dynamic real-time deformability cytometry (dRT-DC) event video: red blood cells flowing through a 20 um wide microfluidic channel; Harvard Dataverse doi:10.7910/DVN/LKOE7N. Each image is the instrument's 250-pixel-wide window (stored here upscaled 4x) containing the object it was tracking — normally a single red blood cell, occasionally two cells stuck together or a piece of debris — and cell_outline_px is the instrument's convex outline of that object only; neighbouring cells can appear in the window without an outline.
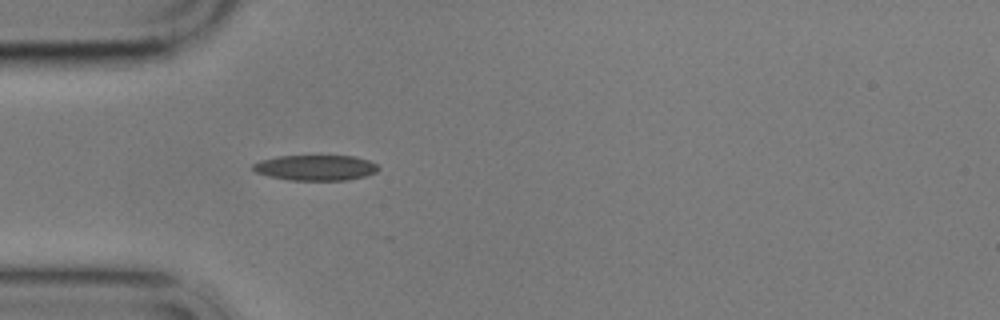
{"species": "common noctule bat (a hibernating species)", "species_latin": "Nyctalus noctula", "temperature_condition": "cold", "stored_images_in_passage": 1, "camera_frame_rate_fps": 3000, "um_per_image_px": 0.085, "animal": {"sex": "male", "body_mass_g": 17.9}, "frame": {"image": 1, "passage_image": 1, "time_ms": 0.0, "image_size_px": [1000, 320], "cell_outline_px": [[380, 168], [376, 172], [364, 176], [348, 180], [288, 180], [268, 176], [256, 172], [252, 168], [252, 164], [260, 160], [276, 156], [356, 156], [368, 160], [376, 164]], "centroid_in_image_um": [26.81, 14.25], "position_along_channel_um": 58.2, "area_um2": 18.67}}